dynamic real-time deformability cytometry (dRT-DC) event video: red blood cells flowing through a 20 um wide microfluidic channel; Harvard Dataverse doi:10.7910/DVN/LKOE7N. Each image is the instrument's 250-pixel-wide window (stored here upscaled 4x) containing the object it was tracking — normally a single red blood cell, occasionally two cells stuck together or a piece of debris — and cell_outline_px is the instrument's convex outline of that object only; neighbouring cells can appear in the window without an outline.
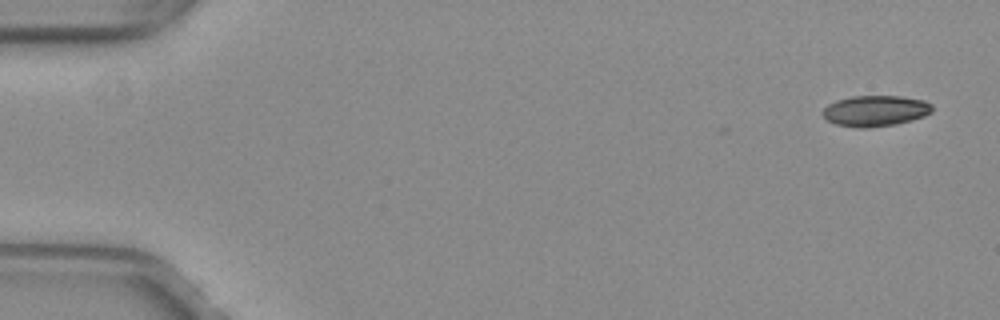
{"species": "common noctule bat (a hibernating species)", "species_latin": "Nyctalus noctula", "temperature_condition": "warm", "stored_images_in_passage": 41, "camera_frame_rate_fps": 3000, "um_per_image_px": 0.085, "animal": {"sex": "female", "body_mass_g": 29.2, "forearm_length_mm": 56.3}, "frame": {"image": 1, "passage_image": 1, "time_ms": 0.0, "image_size_px": [1000, 320], "cell_outline_px": [[932, 112], [924, 116], [912, 120], [896, 124], [868, 128], [864, 128], [836, 124], [828, 120], [820, 112], [828, 104], [836, 100], [852, 96], [900, 96], [924, 100], [932, 104]], "centroid_in_image_um": [74.41, 9.41], "position_along_channel_um": 10.6, "area_um2": 19.71}}
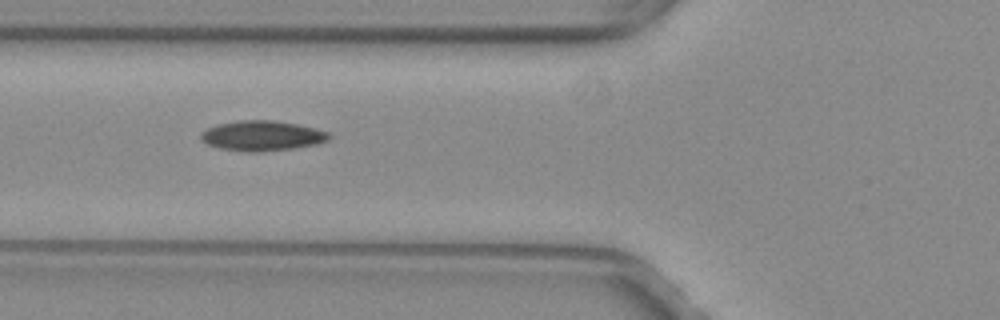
{"frame": {"image": 2, "passage_image": 19, "time_ms": 6.0, "image_size_px": [1000, 320], "cell_outline_px": [[332, 136], [328, 140], [316, 144], [296, 148], [260, 152], [248, 152], [220, 148], [208, 144], [200, 140], [200, 132], [208, 128], [220, 124], [240, 120], [272, 120], [296, 124], [328, 132]], "centroid_in_image_um": [22.27, 11.55], "position_along_channel_um": 103.5, "area_um2": 22.37}}
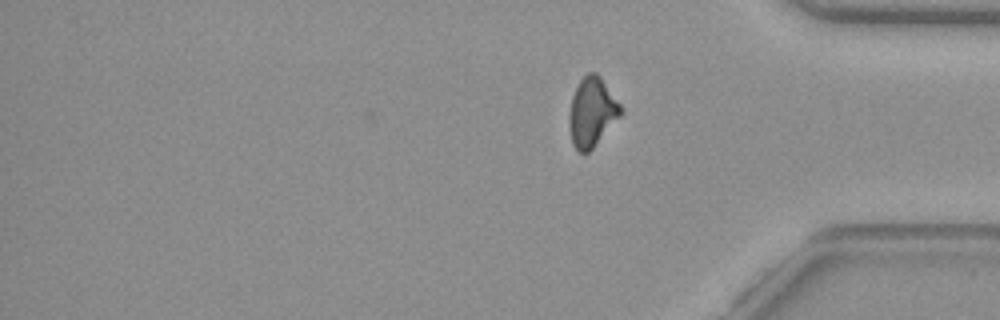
{"frame": {"image": 3, "passage_image": 41, "time_ms": 13.333, "image_size_px": [1000, 320], "cell_outline_px": [[624, 112], [592, 148], [588, 152], [580, 152], [572, 144], [568, 124], [568, 116], [572, 96], [580, 80], [588, 72], [596, 72], [600, 76], [620, 104]], "centroid_in_image_um": [50.3, 9.52], "position_along_channel_um": 384.9, "area_um2": 20.63}, "authors_computed_cell_mechanics": {"area_um2": 20.9236, "velocity_mm_per_s": 4.0096, "shape_relaxation_time_tau1_ms": null, "shape_relaxation_time_tau2_ms": 2.9496, "deformation_change_tau1": null, "deformation_change_tau2": 0.089}}